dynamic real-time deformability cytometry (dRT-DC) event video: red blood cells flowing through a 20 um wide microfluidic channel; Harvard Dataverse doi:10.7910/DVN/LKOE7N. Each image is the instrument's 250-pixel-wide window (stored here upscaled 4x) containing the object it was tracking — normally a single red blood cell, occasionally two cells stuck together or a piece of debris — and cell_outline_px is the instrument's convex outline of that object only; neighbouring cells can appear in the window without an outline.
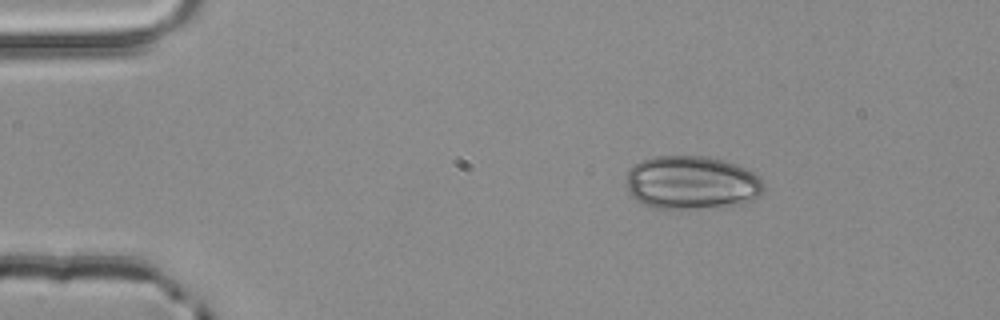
{"species": "common noctule bat (a hibernating species)", "species_latin": "Nyctalus noctula", "temperature_condition": "room temperature", "stored_images_in_passage": 3, "camera_frame_rate_fps": 3000, "um_per_image_px": 0.085, "animal": {"sex": "male", "body_mass_g": 20.4}, "frame": {"image": 1, "passage_image": 1, "time_ms": 0.0, "image_size_px": [1000, 320], "cell_outline_px": [[764, 192], [760, 196], [744, 204], [720, 208], [652, 208], [636, 200], [628, 192], [628, 168], [632, 164], [640, 160], [652, 156], [708, 156], [724, 160], [748, 168], [760, 176], [764, 180]], "centroid_in_image_um": [58.85, 15.52], "position_along_channel_um": 26.2, "area_um2": 43.81}}